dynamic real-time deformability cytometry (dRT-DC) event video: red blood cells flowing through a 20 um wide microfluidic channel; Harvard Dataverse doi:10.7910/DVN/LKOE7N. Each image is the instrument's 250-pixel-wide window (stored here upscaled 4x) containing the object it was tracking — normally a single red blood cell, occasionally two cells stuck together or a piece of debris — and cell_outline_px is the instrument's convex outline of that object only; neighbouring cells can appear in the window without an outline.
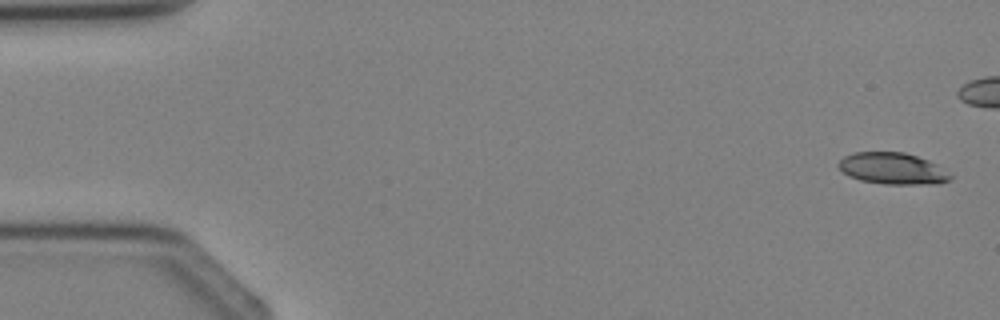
{"species": "Egyptian fruit bat (a non-hibernating species)", "species_latin": "Rousettus aegyptiacus", "temperature_condition": "cold", "stored_images_in_passage": 4, "camera_frame_rate_fps": 3000, "um_per_image_px": 0.085, "animal": {"sex": "female"}, "frame": {"image": 1, "passage_image": 1, "time_ms": 0.0, "image_size_px": [1000, 320], "cell_outline_px": [[952, 180], [940, 184], [884, 184], [860, 180], [848, 176], [836, 164], [844, 156], [852, 152], [904, 152], [928, 160], [936, 164], [952, 176]], "centroid_in_image_um": [75.87, 14.33], "position_along_channel_um": 9.1, "area_um2": 20.63}}
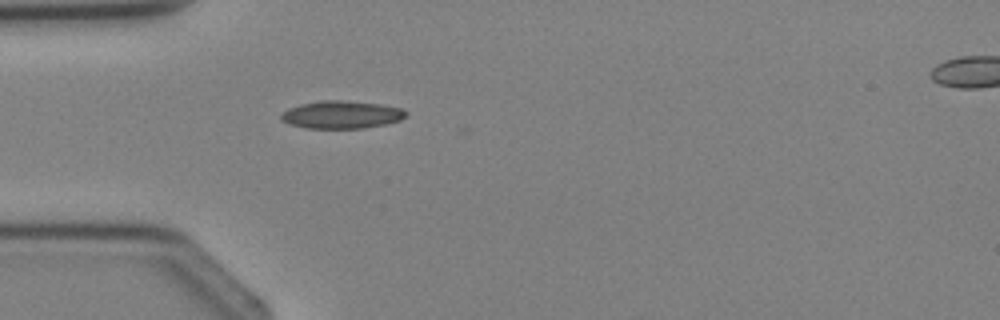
{"frame": {"image": 2, "passage_image": 4, "time_ms": 4.333, "image_size_px": [1000, 320], "cell_outline_px": [[408, 112], [400, 120], [384, 124], [364, 128], [308, 128], [288, 124], [280, 120], [280, 116], [288, 108], [300, 104], [320, 100], [344, 100], [380, 104], [404, 108]], "centroid_in_image_um": [29.02, 9.74], "position_along_channel_um": 56.0, "area_um2": 20.23}}